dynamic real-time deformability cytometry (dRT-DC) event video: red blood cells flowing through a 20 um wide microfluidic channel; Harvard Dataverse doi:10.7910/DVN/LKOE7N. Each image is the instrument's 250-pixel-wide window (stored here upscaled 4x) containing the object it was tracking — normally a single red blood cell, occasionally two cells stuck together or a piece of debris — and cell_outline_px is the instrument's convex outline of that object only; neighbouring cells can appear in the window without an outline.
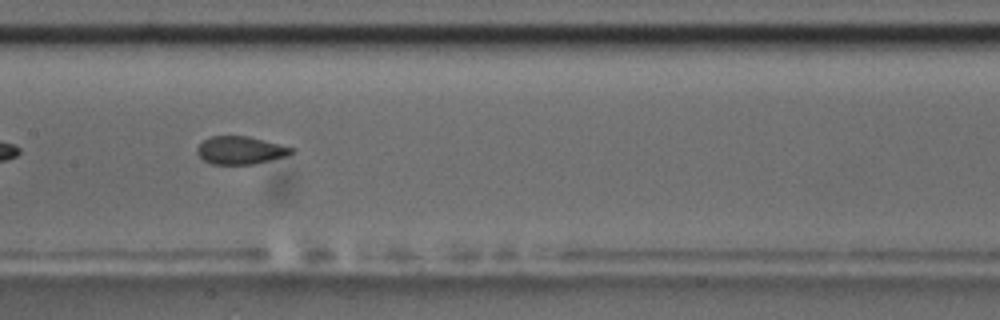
{"species": "common noctule bat (a hibernating species)", "species_latin": "Nyctalus noctula", "temperature_condition": "room temperature", "stored_images_in_passage": 9, "camera_frame_rate_fps": 3000, "um_per_image_px": 0.085, "animal": {"sex": "male", "body_mass_g": 17.5, "forearm_length_mm": 52.3}, "frame": {"image": 1, "passage_image": 8, "time_ms": 9.0, "image_size_px": [1000, 320], "cell_outline_px": [[296, 152], [288, 156], [252, 164], [212, 164], [204, 160], [196, 152], [196, 148], [204, 140], [212, 136], [248, 136], [296, 148]], "centroid_in_image_um": [20.49, 12.77], "position_along_channel_um": 186.9, "area_um2": 15.37}}